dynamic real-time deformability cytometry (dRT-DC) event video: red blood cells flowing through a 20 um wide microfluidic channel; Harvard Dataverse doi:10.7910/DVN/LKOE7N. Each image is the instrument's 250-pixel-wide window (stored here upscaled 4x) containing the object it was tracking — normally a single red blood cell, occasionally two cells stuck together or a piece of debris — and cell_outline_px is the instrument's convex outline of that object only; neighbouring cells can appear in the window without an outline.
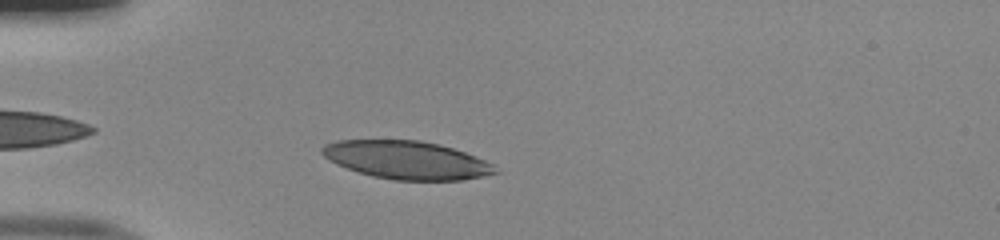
{"species": "human", "species_latin": "Homo sapiens", "temperature_condition": "room temperature", "stored_images_in_passage": 37, "camera_frame_rate_fps": 3000, "um_per_image_px": 0.085, "donor": {"sex": "male"}, "frame": {"image": 1, "passage_image": 4, "time_ms": 1.0, "image_size_px": [1000, 240], "cell_outline_px": [[500, 172], [484, 176], [460, 180], [396, 180], [372, 176], [336, 164], [328, 160], [320, 152], [320, 148], [324, 144], [336, 140], [420, 140], [440, 144], [476, 156], [492, 164]], "centroid_in_image_um": [34.55, 13.59], "position_along_channel_um": 50.5, "area_um2": 38.44}}
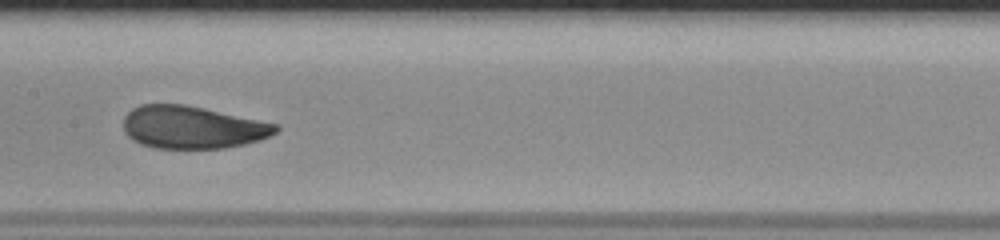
{"frame": {"image": 2, "passage_image": 16, "time_ms": 5.0, "image_size_px": [1000, 240], "cell_outline_px": [[280, 128], [276, 132], [268, 136], [244, 144], [224, 148], [156, 148], [140, 144], [132, 140], [124, 132], [124, 116], [132, 108], [140, 104], [184, 104], [204, 108], [280, 124]], "centroid_in_image_um": [16.33, 10.81], "position_along_channel_um": 191.1, "area_um2": 37.86}}
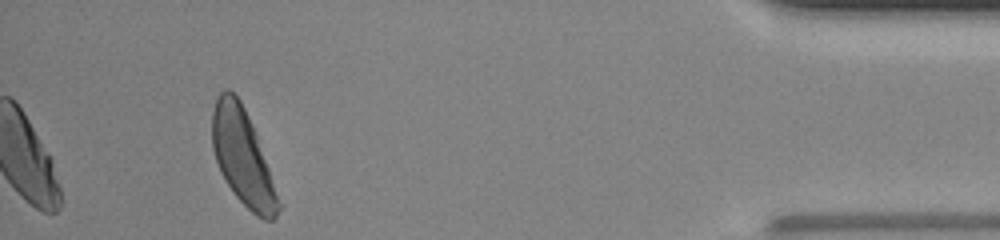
{"frame": {"image": 3, "passage_image": 37, "time_ms": 12.0, "image_size_px": [1000, 240], "cell_outline_px": [[284, 204], [276, 216], [272, 220], [264, 220], [256, 216], [232, 192], [220, 172], [212, 148], [212, 112], [216, 96], [224, 88], [228, 88], [240, 100], [248, 116]], "centroid_in_image_um": [20.65, 13.4], "position_along_channel_um": 414.6, "area_um2": 37.28}, "authors_computed_cell_mechanics": {"area_um2": 38.437, "velocity_mm_per_s": 3.9933, "shape_relaxation_time_tau1_ms": 2.7029, "shape_relaxation_time_tau2_ms": 0.8401, "deformation_change_tau1": 0.1372, "deformation_change_tau2": 0.0659}}